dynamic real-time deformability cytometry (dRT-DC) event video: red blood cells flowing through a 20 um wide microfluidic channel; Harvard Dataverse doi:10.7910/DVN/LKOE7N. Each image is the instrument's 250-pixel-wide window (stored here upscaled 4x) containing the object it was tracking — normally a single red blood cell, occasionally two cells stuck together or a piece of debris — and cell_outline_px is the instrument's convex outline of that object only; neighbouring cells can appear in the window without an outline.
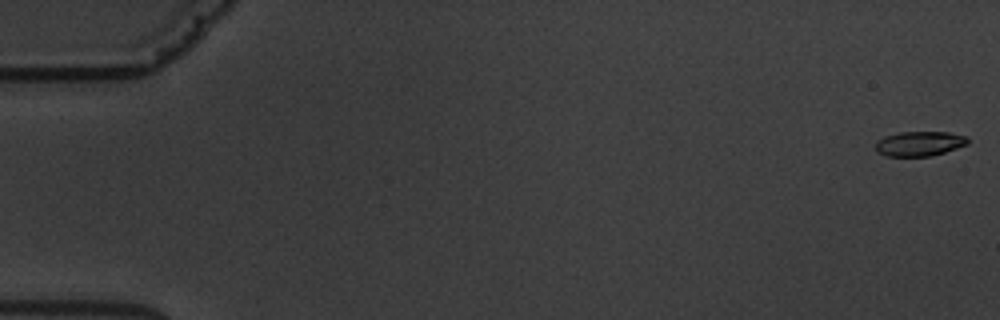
{"species": "common noctule bat (a hibernating species)", "species_latin": "Nyctalus noctula", "temperature_condition": "warm", "stored_images_in_passage": 3, "camera_frame_rate_fps": 3000, "um_per_image_px": 0.085, "animal": {"sex": "male", "body_mass_g": 19.5, "forearm_length_mm": 54.6}, "frame": {"image": 1, "passage_image": 1, "time_ms": 0.0, "image_size_px": [1000, 320], "cell_outline_px": [[968, 144], [932, 156], [888, 156], [876, 152], [876, 140], [884, 136], [900, 132], [948, 132], [968, 136]], "centroid_in_image_um": [78.15, 12.2], "position_along_channel_um": 6.9, "area_um2": 13.35}}